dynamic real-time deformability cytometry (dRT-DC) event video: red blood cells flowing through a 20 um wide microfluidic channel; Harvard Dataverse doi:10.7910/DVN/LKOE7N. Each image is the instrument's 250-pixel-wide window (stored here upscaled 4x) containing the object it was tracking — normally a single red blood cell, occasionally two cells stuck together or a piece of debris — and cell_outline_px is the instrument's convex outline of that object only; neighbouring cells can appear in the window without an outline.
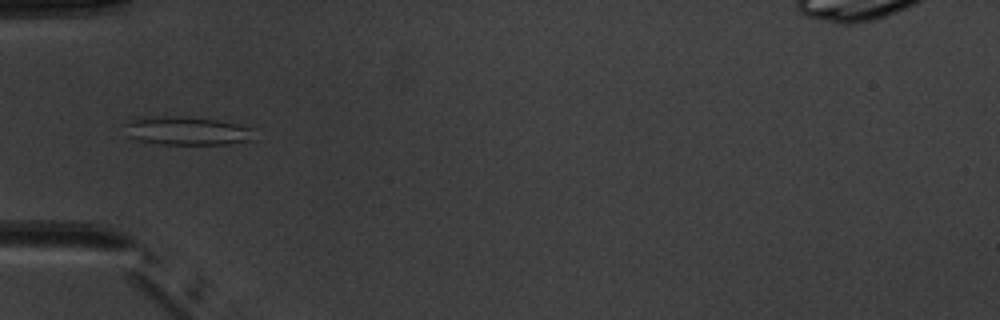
{"species": "common noctule bat (a hibernating species)", "species_latin": "Nyctalus noctula", "temperature_condition": "warm", "stored_images_in_passage": 5, "camera_frame_rate_fps": 3000, "um_per_image_px": 0.085, "animal": {"sex": "male", "body_mass_g": 20.1, "forearm_length_mm": 53.5}, "frame": {"image": 1, "passage_image": 5, "time_ms": 4.333, "image_size_px": [1000, 320], "cell_outline_px": [[252, 140], [224, 144], [160, 144], [136, 140], [128, 136], [124, 124], [128, 120], [144, 116], [180, 116], [216, 120], [236, 124], [248, 128]], "centroid_in_image_um": [15.74, 11.11], "position_along_channel_um": 69.3, "area_um2": 21.21}}